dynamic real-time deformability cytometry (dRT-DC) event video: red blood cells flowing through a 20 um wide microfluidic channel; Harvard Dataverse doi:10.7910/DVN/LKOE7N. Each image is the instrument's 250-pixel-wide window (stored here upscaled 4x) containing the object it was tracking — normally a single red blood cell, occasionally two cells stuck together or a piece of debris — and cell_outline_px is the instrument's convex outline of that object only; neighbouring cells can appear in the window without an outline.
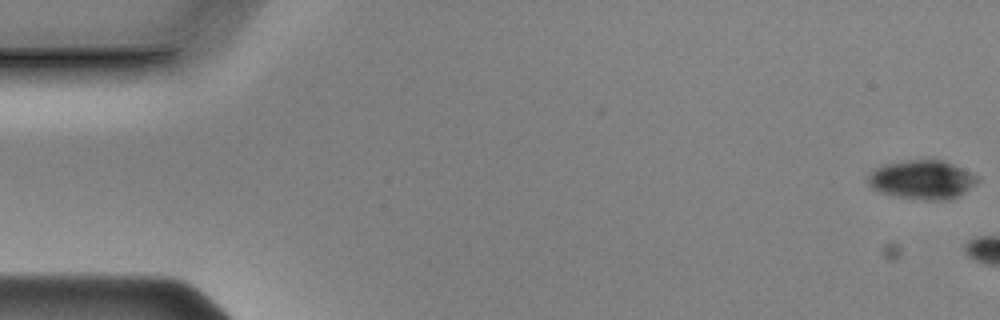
{"species": "Egyptian fruit bat (a non-hibernating species)", "species_latin": "Rousettus aegyptiacus", "temperature_condition": "cold", "stored_images_in_passage": 6, "camera_frame_rate_fps": 3000, "um_per_image_px": 0.085, "animal": {"sex": "male"}, "frame": {"image": 1, "passage_image": 1, "time_ms": 0.0, "image_size_px": [1000, 320], "cell_outline_px": [[980, 180], [964, 192], [948, 200], [928, 200], [900, 196], [880, 192], [872, 188], [868, 184], [868, 176], [876, 168], [884, 164], [908, 160], [944, 160], [980, 176]], "centroid_in_image_um": [78.41, 15.26], "position_along_channel_um": 6.6, "area_um2": 24.57}}